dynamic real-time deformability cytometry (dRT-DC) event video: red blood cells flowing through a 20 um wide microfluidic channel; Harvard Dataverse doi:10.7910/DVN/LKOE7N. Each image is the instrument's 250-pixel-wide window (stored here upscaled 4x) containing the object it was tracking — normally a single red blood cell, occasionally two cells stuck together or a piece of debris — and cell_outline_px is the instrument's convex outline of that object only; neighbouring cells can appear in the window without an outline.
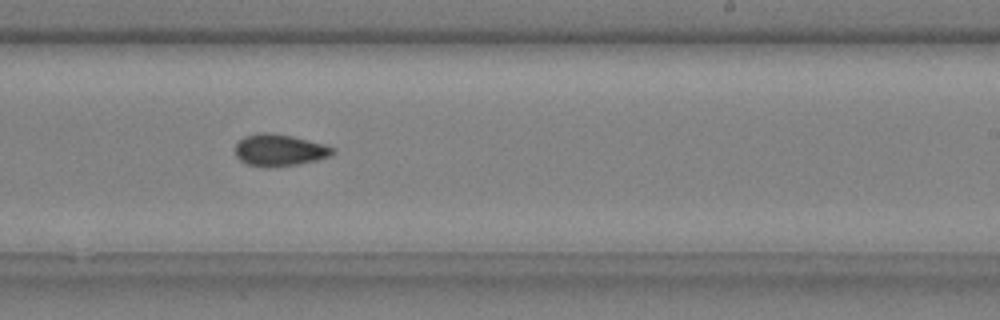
{"species": "common noctule bat (a hibernating species)", "species_latin": "Nyctalus noctula", "temperature_condition": "cold", "stored_images_in_passage": 9, "camera_frame_rate_fps": 3000, "um_per_image_px": 0.085, "animal": {"sex": "male", "body_mass_g": 20.4}, "frame": {"image": 1, "passage_image": 8, "time_ms": 2.333, "image_size_px": [1000, 320], "cell_outline_px": [[336, 152], [332, 156], [316, 160], [296, 164], [268, 168], [264, 168], [248, 164], [240, 160], [236, 156], [236, 144], [244, 136], [260, 132], [268, 132], [292, 136], [324, 144], [336, 148]], "centroid_in_image_um": [23.77, 12.76], "position_along_channel_um": 265.2, "area_um2": 18.21}}